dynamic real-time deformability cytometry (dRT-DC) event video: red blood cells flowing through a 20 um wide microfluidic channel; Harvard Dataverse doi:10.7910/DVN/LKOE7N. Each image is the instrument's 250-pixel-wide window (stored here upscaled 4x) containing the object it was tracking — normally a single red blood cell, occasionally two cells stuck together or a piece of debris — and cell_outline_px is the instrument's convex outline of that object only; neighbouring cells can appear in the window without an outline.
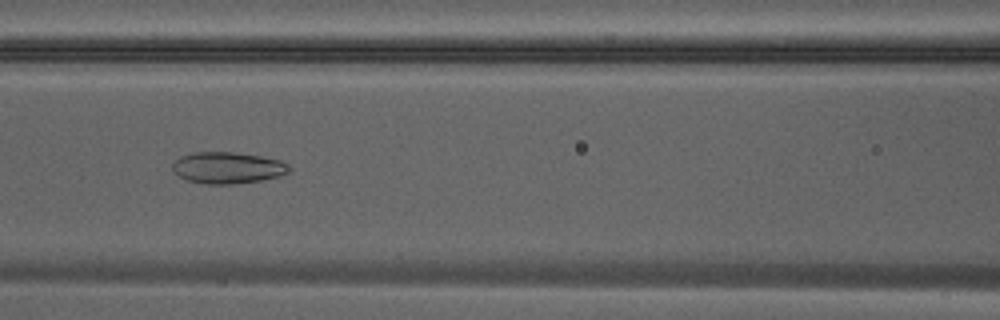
{"species": "Egyptian fruit bat (a non-hibernating species)", "species_latin": "Rousettus aegyptiacus", "temperature_condition": "warm", "stored_images_in_passage": 36, "camera_frame_rate_fps": 3000, "um_per_image_px": 0.085, "animal": {"sex": "male"}, "frame": {"image": 1, "passage_image": 13, "time_ms": 4.0, "image_size_px": [1000, 320], "cell_outline_px": [[288, 172], [280, 176], [260, 180], [232, 184], [204, 184], [188, 180], [172, 172], [172, 164], [180, 156], [192, 152], [232, 152], [260, 156], [280, 160], [288, 164]], "centroid_in_image_um": [19.3, 14.26], "position_along_channel_um": 147.3, "area_um2": 21.33}}
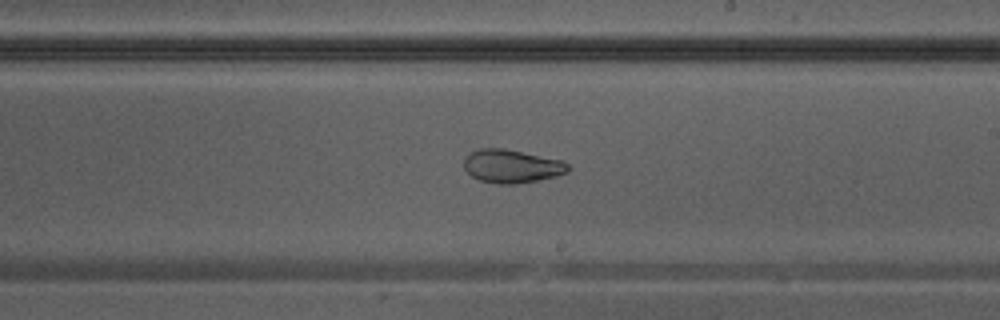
{"frame": {"image": 2, "passage_image": 19, "time_ms": 6.0, "image_size_px": [1000, 320], "cell_outline_px": [[572, 168], [568, 172], [556, 176], [536, 180], [512, 184], [500, 184], [480, 180], [472, 176], [464, 168], [464, 156], [480, 148], [504, 148], [564, 160]], "centroid_in_image_um": [43.52, 14.11], "position_along_channel_um": 245.5, "area_um2": 20.29}}
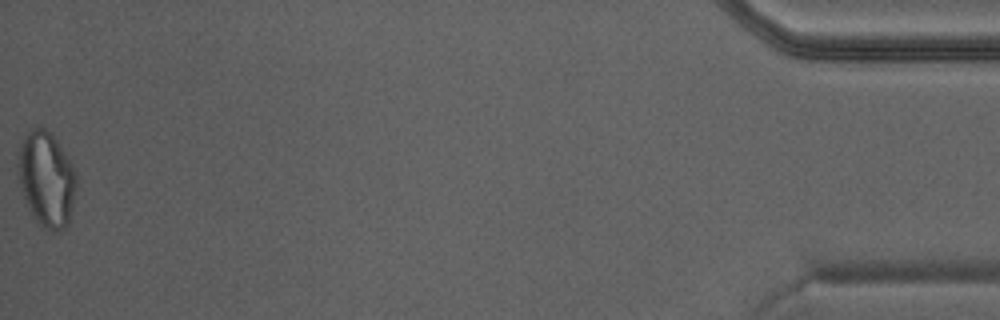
{"frame": {"image": 3, "passage_image": 36, "time_ms": 11.667, "image_size_px": [1000, 320], "cell_outline_px": [[76, 184], [68, 224], [60, 232], [52, 232], [40, 224], [32, 216], [24, 200], [20, 184], [16, 164], [16, 152], [20, 140], [24, 132], [40, 124], [56, 140], [72, 164], [76, 176]], "centroid_in_image_um": [3.89, 15.18], "position_along_channel_um": 431.3, "area_um2": 32.77}}